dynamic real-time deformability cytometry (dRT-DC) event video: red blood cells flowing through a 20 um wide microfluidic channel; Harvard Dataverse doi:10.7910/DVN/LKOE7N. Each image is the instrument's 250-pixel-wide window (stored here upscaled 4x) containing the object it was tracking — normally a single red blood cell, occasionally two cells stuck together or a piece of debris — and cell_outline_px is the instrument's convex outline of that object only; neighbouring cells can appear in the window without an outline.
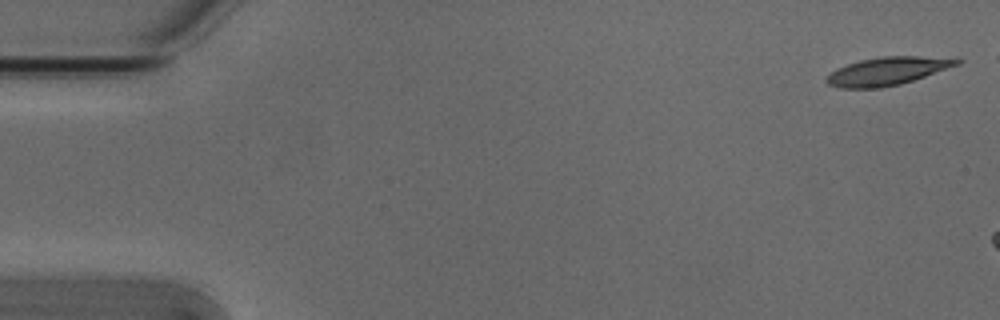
{"species": "Egyptian fruit bat (a non-hibernating species)", "species_latin": "Rousettus aegyptiacus", "temperature_condition": "cold", "stored_images_in_passage": 7, "camera_frame_rate_fps": 3000, "um_per_image_px": 0.085, "animal": {"sex": "male"}, "frame": {"image": 1, "passage_image": 1, "time_ms": 0.0, "image_size_px": [1000, 320], "cell_outline_px": [[964, 60], [960, 64], [900, 84], [880, 88], [840, 88], [828, 84], [824, 80], [836, 68], [860, 60], [880, 56], [960, 56]], "centroid_in_image_um": [75.52, 6.01], "position_along_channel_um": 9.5, "area_um2": 21.62}}